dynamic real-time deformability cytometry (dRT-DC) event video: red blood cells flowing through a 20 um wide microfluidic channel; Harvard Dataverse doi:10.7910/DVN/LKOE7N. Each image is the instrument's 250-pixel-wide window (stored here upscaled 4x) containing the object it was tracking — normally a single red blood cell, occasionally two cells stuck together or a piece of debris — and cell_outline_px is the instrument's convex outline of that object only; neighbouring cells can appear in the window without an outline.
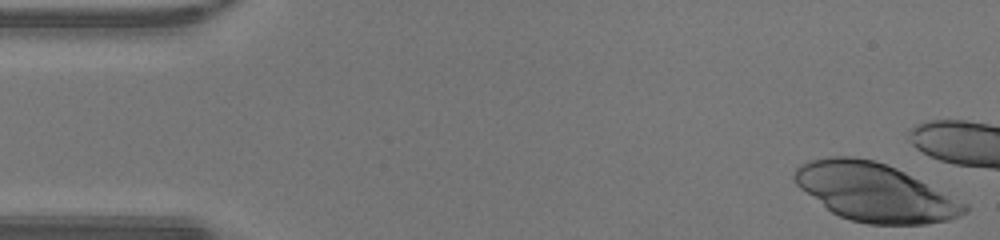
{"species": "human", "species_latin": "Homo sapiens", "temperature_condition": "warm", "stored_images_in_passage": 20, "camera_frame_rate_fps": 3000, "um_per_image_px": 0.085, "donor": {"sex": "male"}, "frame": {"image": 1, "passage_image": 1, "time_ms": 0.0, "image_size_px": [1000, 240], "cell_outline_px": [[968, 212], [960, 216], [948, 220], [924, 224], [868, 224], [852, 220], [840, 216], [832, 212], [800, 188], [796, 184], [792, 176], [796, 168], [800, 164], [812, 160], [832, 156], [852, 156], [872, 160], [896, 168], [968, 204]], "centroid_in_image_um": [74.36, 16.35], "position_along_channel_um": 10.6, "area_um2": 56.93}}